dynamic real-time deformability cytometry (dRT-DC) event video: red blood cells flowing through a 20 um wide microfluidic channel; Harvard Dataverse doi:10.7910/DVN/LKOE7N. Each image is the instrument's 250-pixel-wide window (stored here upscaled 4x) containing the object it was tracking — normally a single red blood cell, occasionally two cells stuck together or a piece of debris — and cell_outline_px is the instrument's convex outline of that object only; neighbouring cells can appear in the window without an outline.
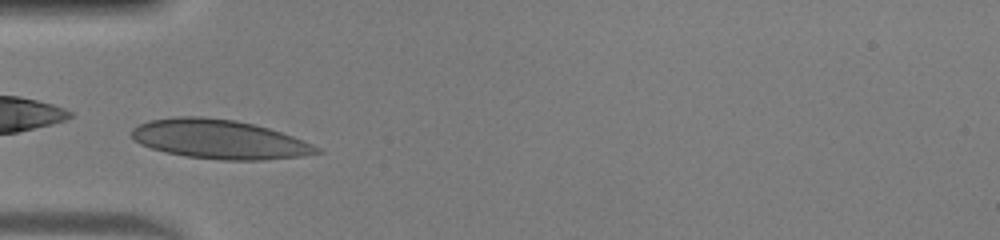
{"species": "human", "species_latin": "Homo sapiens", "temperature_condition": "warm", "stored_images_in_passage": 27, "camera_frame_rate_fps": 3000, "um_per_image_px": 0.085, "donor": {"sex": "male"}, "frame": {"image": 1, "passage_image": 2, "time_ms": 0.333, "image_size_px": [1000, 240], "cell_outline_px": [[324, 152], [304, 156], [260, 160], [220, 160], [184, 156], [164, 152], [140, 144], [132, 136], [132, 128], [148, 120], [176, 116], [204, 116], [236, 120], [268, 128], [304, 140], [320, 148]], "centroid_in_image_um": [18.65, 11.84], "position_along_channel_um": 66.4, "area_um2": 42.37}}
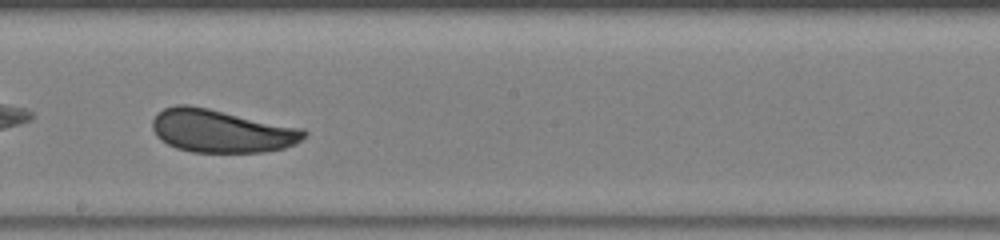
{"frame": {"image": 2, "passage_image": 14, "time_ms": 4.333, "image_size_px": [1000, 240], "cell_outline_px": [[308, 136], [296, 144], [284, 148], [264, 152], [192, 152], [176, 148], [160, 140], [156, 136], [152, 128], [152, 120], [156, 112], [164, 108], [176, 104], [188, 104], [208, 108], [304, 128], [308, 132]], "centroid_in_image_um": [18.82, 11.13], "position_along_channel_um": 229.4, "area_um2": 38.49}}
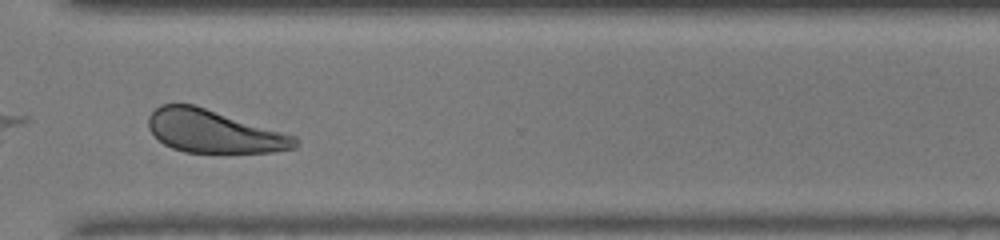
{"frame": {"image": 3, "passage_image": 23, "time_ms": 7.333, "image_size_px": [1000, 240], "cell_outline_px": [[300, 140], [296, 148], [272, 152], [224, 156], [220, 156], [184, 152], [172, 148], [164, 144], [148, 128], [148, 116], [160, 104], [192, 104], [296, 136]], "centroid_in_image_um": [18.21, 11.24], "position_along_channel_um": 352.4, "area_um2": 37.57}, "authors_computed_cell_mechanics": {"area_um2": 37.9746, "velocity_mm_per_s": 4.0944, "shape_relaxation_time_tau1_ms": 3.4721, "shape_relaxation_time_tau2_ms": null, "deformation_change_tau1": 0.1027, "deformation_change_tau2": null}}